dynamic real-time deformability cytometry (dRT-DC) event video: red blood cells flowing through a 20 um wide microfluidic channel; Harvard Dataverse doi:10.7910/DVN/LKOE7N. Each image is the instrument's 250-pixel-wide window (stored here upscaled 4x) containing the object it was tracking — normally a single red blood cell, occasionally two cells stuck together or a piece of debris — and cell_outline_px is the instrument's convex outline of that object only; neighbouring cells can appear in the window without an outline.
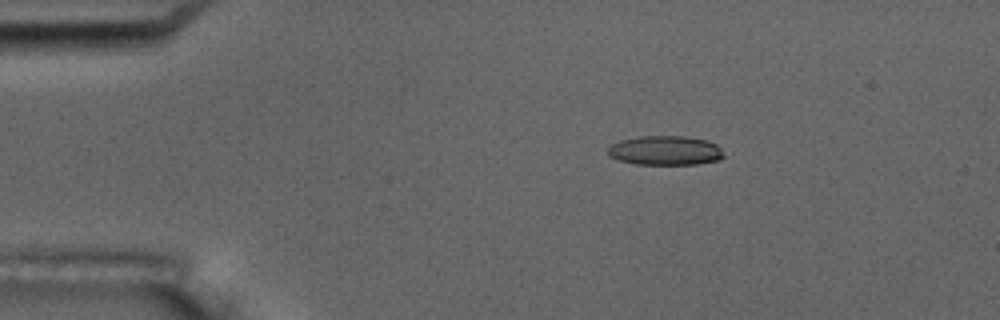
{"species": "common noctule bat (a hibernating species)", "species_latin": "Nyctalus noctula", "temperature_condition": "room temperature", "stored_images_in_passage": 2, "camera_frame_rate_fps": 3000, "um_per_image_px": 0.085, "animal": {"sex": "male", "body_mass_g": 17.5, "forearm_length_mm": 52.3}, "frame": {"image": 1, "passage_image": 2, "time_ms": 3.0, "image_size_px": [1000, 320], "cell_outline_px": [[724, 156], [720, 160], [696, 164], [636, 164], [620, 160], [608, 156], [608, 148], [612, 144], [620, 140], [640, 136], [684, 136], [704, 140], [716, 144], [720, 148]], "centroid_in_image_um": [56.54, 12.79], "position_along_channel_um": 28.5, "area_um2": 19.71}}